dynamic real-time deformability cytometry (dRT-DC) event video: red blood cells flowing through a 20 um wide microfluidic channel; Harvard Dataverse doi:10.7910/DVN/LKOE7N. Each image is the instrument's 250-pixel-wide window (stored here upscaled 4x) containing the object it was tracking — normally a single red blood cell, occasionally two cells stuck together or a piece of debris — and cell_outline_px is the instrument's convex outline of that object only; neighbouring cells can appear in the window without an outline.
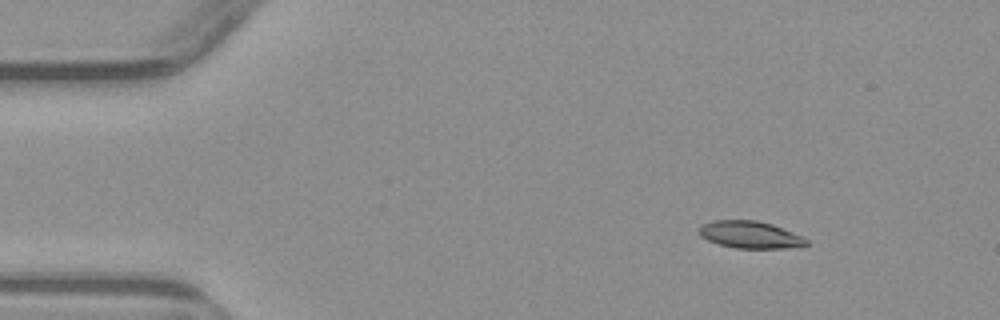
{"species": "common noctule bat (a hibernating species)", "species_latin": "Nyctalus noctula", "temperature_condition": "warm", "stored_images_in_passage": 3, "camera_frame_rate_fps": 3000, "um_per_image_px": 0.085, "animal": {"sex": "male", "body_mass_g": 23.1, "forearm_length_mm": 52.7}, "frame": {"image": 1, "passage_image": 1, "time_ms": 0.0, "image_size_px": [1000, 320], "cell_outline_px": [[808, 244], [784, 248], [736, 248], [720, 244], [708, 240], [700, 236], [700, 228], [704, 224], [712, 220], [756, 220], [772, 224], [804, 236], [808, 240]], "centroid_in_image_um": [63.78, 19.94], "position_along_channel_um": 21.2, "area_um2": 16.82}}